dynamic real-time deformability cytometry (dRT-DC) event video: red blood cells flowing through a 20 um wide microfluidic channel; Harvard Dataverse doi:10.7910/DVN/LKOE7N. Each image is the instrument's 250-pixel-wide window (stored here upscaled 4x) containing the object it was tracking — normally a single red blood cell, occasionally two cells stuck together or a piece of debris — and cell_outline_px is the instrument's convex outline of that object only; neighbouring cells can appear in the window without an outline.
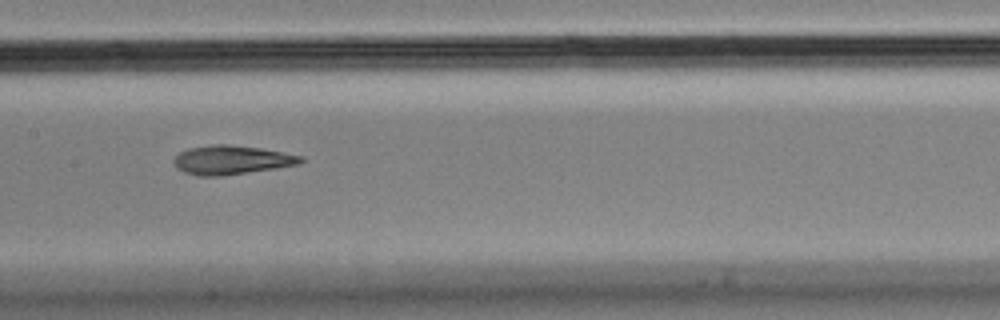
{"species": "Egyptian fruit bat (a non-hibernating species)", "species_latin": "Rousettus aegyptiacus", "temperature_condition": "cold", "stored_images_in_passage": 9, "camera_frame_rate_fps": 3000, "um_per_image_px": 0.085, "animal": {"sex": "male"}, "frame": {"image": 1, "passage_image": 9, "time_ms": 2.667, "image_size_px": [1000, 320], "cell_outline_px": [[304, 160], [300, 164], [276, 168], [224, 176], [200, 176], [184, 172], [176, 168], [172, 160], [180, 152], [188, 148], [212, 144], [228, 144], [260, 148], [304, 156]], "centroid_in_image_um": [19.67, 13.6], "position_along_channel_um": 187.7, "area_um2": 21.56}}